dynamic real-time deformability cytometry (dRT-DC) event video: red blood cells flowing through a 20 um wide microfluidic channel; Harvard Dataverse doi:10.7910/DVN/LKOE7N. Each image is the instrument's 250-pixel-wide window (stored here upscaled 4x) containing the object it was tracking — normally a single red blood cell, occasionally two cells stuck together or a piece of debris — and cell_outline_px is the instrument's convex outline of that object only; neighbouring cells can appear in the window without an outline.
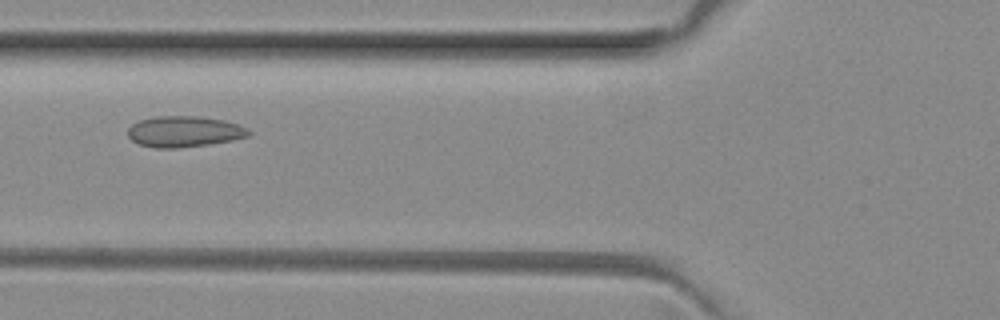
{"species": "common noctule bat (a hibernating species)", "species_latin": "Nyctalus noctula", "temperature_condition": "room temperature", "stored_images_in_passage": 3, "camera_frame_rate_fps": 3000, "um_per_image_px": 0.085, "animal": {"sex": "female", "body_mass_g": 29.2, "forearm_length_mm": 56.3}, "frame": {"image": 1, "passage_image": 2, "time_ms": 0.333, "image_size_px": [1000, 320], "cell_outline_px": [[252, 132], [248, 136], [232, 140], [208, 144], [180, 148], [156, 148], [140, 144], [132, 140], [128, 136], [128, 128], [132, 124], [140, 120], [156, 116], [200, 116], [224, 120], [248, 128]], "centroid_in_image_um": [15.66, 11.18], "position_along_channel_um": 110.1, "area_um2": 21.79}}
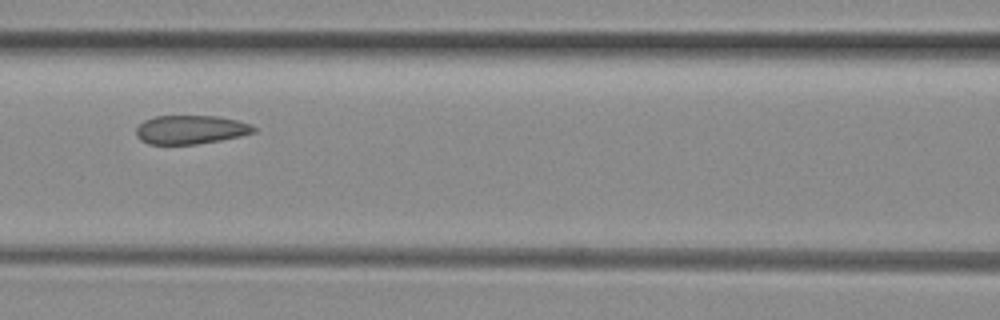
{"frame": {"image": 2, "passage_image": 3, "time_ms": 0.667, "image_size_px": [1000, 320], "cell_outline_px": [[256, 132], [240, 136], [220, 140], [196, 144], [148, 144], [140, 140], [136, 136], [136, 128], [144, 120], [156, 116], [220, 116], [252, 124], [256, 128]], "centroid_in_image_um": [16.21, 11.02], "position_along_channel_um": 150.4, "area_um2": 19.77}}